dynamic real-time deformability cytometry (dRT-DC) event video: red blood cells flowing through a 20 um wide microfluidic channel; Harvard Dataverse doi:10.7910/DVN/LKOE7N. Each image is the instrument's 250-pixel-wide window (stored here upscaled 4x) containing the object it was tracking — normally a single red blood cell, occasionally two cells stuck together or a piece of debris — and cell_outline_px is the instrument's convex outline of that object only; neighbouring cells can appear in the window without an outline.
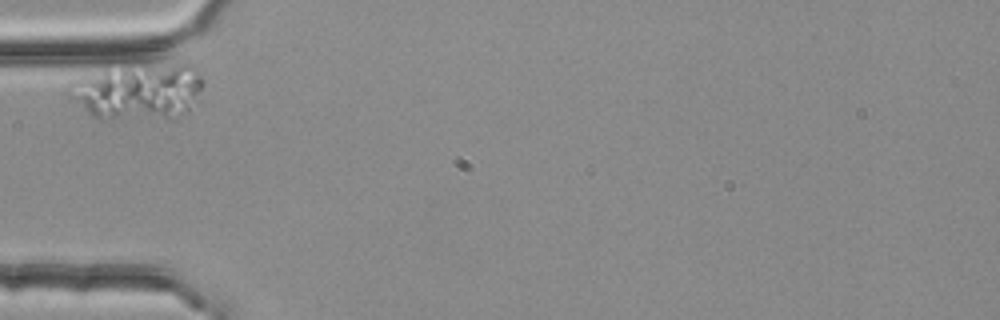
{"species": "common noctule bat (a hibernating species)", "species_latin": "Nyctalus noctula", "temperature_condition": "room temperature", "stored_images_in_passage": 1, "camera_frame_rate_fps": 3000, "um_per_image_px": 0.085, "animal": {"sex": "female", "body_mass_g": 25.1}, "frame": {"image": 1, "passage_image": 1, "time_ms": 0.0, "image_size_px": [1000, 320], "cell_outline_px": [[204, 84], [168, 120], [96, 116], [88, 112], [68, 96], [68, 88], [80, 76], [104, 68], [180, 64], [192, 64], [196, 68], [204, 80]], "centroid_in_image_um": [11.63, 7.72], "position_along_channel_um": 73.4, "area_um2": 41.96}}